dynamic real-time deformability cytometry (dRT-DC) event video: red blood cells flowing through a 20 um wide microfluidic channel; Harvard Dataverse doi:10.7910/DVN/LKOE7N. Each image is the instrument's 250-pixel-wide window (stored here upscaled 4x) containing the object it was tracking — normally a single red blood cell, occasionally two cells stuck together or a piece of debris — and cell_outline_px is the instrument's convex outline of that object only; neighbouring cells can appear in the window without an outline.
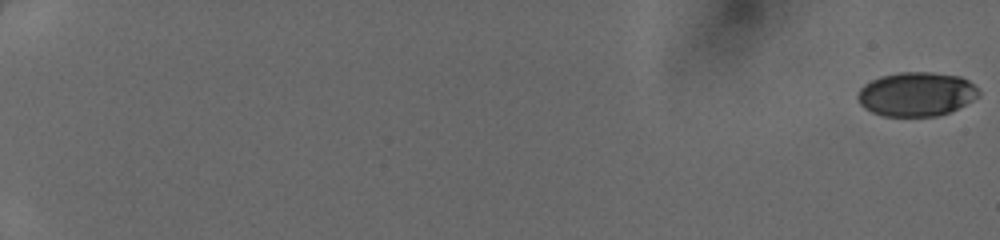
{"species": "human", "species_latin": "Homo sapiens", "temperature_condition": "cold", "stored_images_in_passage": 51, "camera_frame_rate_fps": 3000, "um_per_image_px": 0.085, "donor": {"sex": "female"}, "frame": {"image": 1, "passage_image": 1, "time_ms": 0.0, "image_size_px": [1000, 240], "cell_outline_px": [[980, 96], [948, 112], [936, 116], [884, 116], [872, 112], [864, 108], [860, 104], [856, 96], [860, 88], [864, 84], [880, 76], [900, 72], [932, 72], [960, 76], [968, 80], [980, 92]], "centroid_in_image_um": [77.86, 7.99], "position_along_channel_um": 7.1, "area_um2": 31.04}}
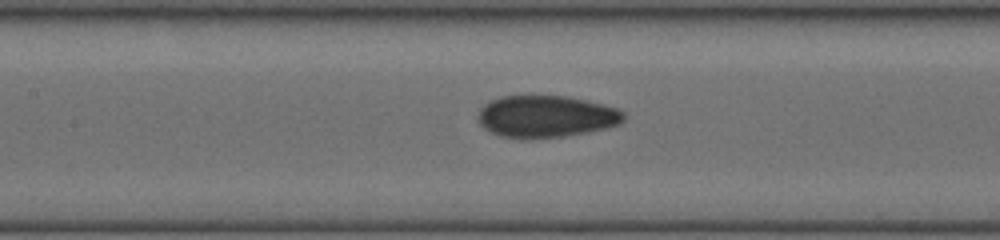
{"frame": {"image": 2, "passage_image": 28, "time_ms": 9.0, "image_size_px": [1000, 240], "cell_outline_px": [[624, 120], [620, 124], [608, 128], [588, 132], [564, 136], [528, 140], [520, 140], [500, 136], [484, 128], [480, 124], [476, 116], [480, 108], [484, 104], [500, 96], [564, 96], [604, 104], [616, 108], [624, 112]], "centroid_in_image_um": [46.39, 9.92], "position_along_channel_um": 161.0, "area_um2": 36.07}}
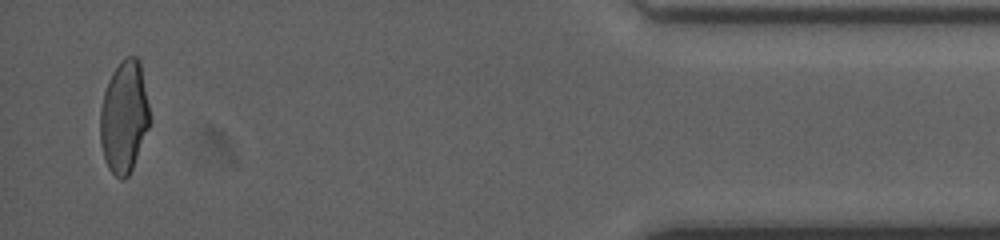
{"frame": {"image": 3, "passage_image": 50, "time_ms": 16.333, "image_size_px": [1000, 240], "cell_outline_px": [[148, 128], [132, 168], [128, 176], [124, 180], [120, 180], [108, 168], [104, 160], [100, 144], [100, 108], [104, 92], [108, 80], [112, 72], [120, 60], [128, 56], [136, 56], [140, 60], [148, 104]], "centroid_in_image_um": [10.51, 9.93], "position_along_channel_um": 424.7, "area_um2": 32.25}}